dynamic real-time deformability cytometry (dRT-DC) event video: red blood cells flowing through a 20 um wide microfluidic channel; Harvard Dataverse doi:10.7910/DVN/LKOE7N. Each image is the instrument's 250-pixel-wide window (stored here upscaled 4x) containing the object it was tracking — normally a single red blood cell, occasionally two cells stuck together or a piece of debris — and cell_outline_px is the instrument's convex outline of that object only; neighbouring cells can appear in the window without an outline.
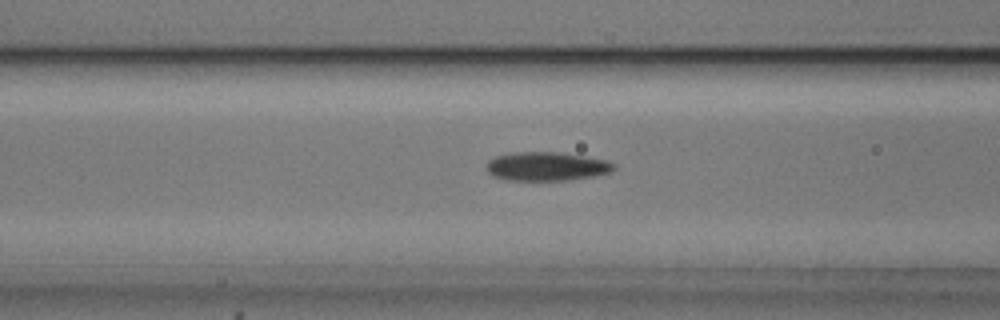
{"species": "common noctule bat (a hibernating species)", "species_latin": "Nyctalus noctula", "temperature_condition": "cold", "stored_images_in_passage": 49, "camera_frame_rate_fps": 3000, "um_per_image_px": 0.085, "animal": {"sex": "male", "body_mass_g": 20.5, "forearm_length_mm": 52.5}, "frame": {"image": 1, "passage_image": 17, "time_ms": 5.333, "image_size_px": [1000, 320], "cell_outline_px": [[616, 168], [612, 172], [592, 176], [568, 180], [508, 180], [492, 176], [488, 172], [488, 160], [496, 156], [516, 152], [556, 152], [584, 156], [608, 160], [616, 164]], "centroid_in_image_um": [46.5, 14.14], "position_along_channel_um": 120.1, "area_um2": 21.33}}
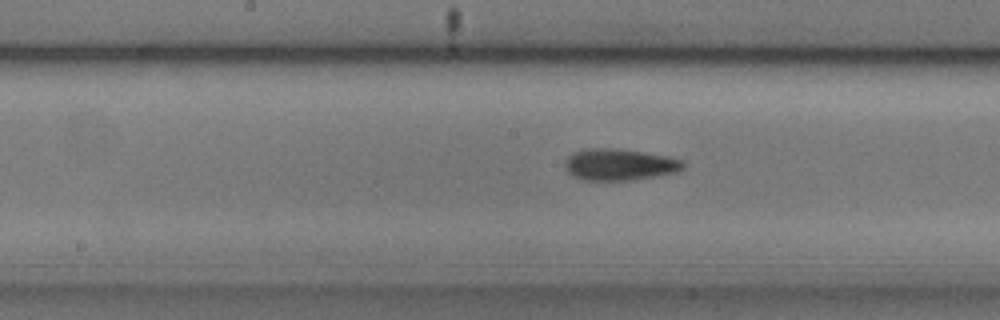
{"frame": {"image": 2, "passage_image": 23, "time_ms": 7.333, "image_size_px": [1000, 320], "cell_outline_px": [[684, 168], [676, 172], [656, 176], [632, 180], [584, 180], [572, 176], [564, 168], [564, 164], [568, 156], [572, 152], [588, 148], [616, 148], [644, 152], [668, 156], [680, 160], [684, 164]], "centroid_in_image_um": [52.61, 13.98], "position_along_channel_um": 195.6, "area_um2": 21.85}}
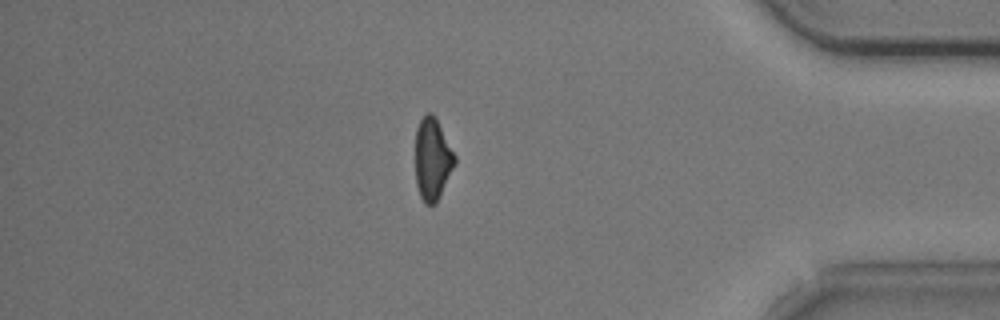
{"frame": {"image": 3, "passage_image": 42, "time_ms": 13.667, "image_size_px": [1000, 320], "cell_outline_px": [[456, 160], [440, 196], [436, 204], [424, 204], [420, 196], [416, 184], [416, 128], [420, 120], [428, 112], [432, 112], [456, 156]], "centroid_in_image_um": [36.74, 13.54], "position_along_channel_um": 398.5, "area_um2": 18.55}}